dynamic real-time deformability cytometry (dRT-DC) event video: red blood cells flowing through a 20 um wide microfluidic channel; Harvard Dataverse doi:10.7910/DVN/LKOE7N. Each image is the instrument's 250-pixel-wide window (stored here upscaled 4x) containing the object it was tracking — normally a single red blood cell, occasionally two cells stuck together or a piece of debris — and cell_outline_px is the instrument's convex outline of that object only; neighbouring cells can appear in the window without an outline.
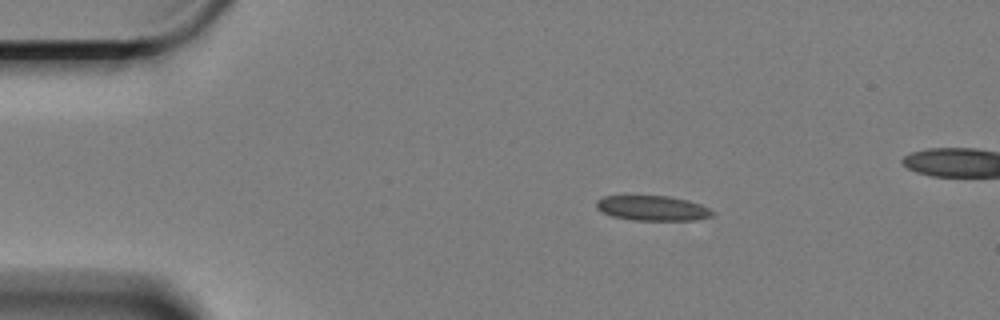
{"species": "Egyptian fruit bat (a non-hibernating species)", "species_latin": "Rousettus aegyptiacus", "temperature_condition": "cold", "stored_images_in_passage": 52, "segment_of_instrument_passage": [1, 2], "camera_frame_rate_fps": 3000, "um_per_image_px": 0.085, "animal": {"sex": "female"}, "frame": {"image": 1, "passage_image": 1, "time_ms": 0.0, "image_size_px": [1000, 320], "cell_outline_px": [[716, 212], [712, 216], [692, 220], [632, 220], [612, 216], [600, 212], [596, 208], [596, 200], [604, 196], [668, 196], [688, 200], [700, 204]], "centroid_in_image_um": [55.44, 17.69], "position_along_channel_um": 29.6, "area_um2": 16.94}}
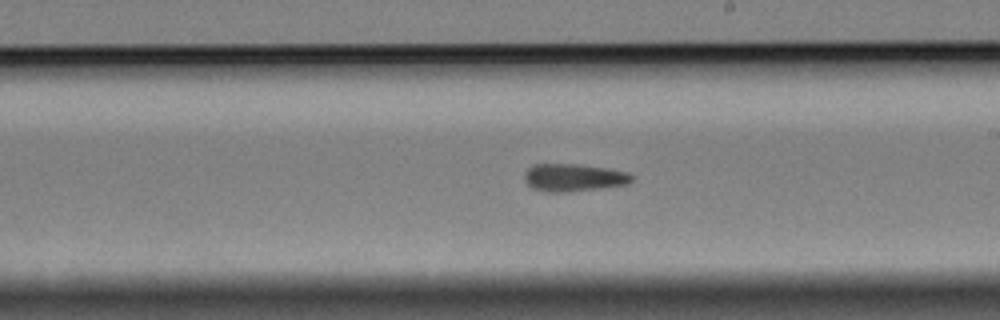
{"frame": {"image": 2, "passage_image": 25, "time_ms": 8.0, "image_size_px": [1000, 320], "cell_outline_px": [[632, 180], [628, 184], [600, 188], [564, 192], [544, 192], [532, 188], [524, 180], [524, 172], [532, 164], [576, 164], [604, 168], [628, 172], [632, 176]], "centroid_in_image_um": [48.71, 15.09], "position_along_channel_um": 240.3, "area_um2": 17.22}}
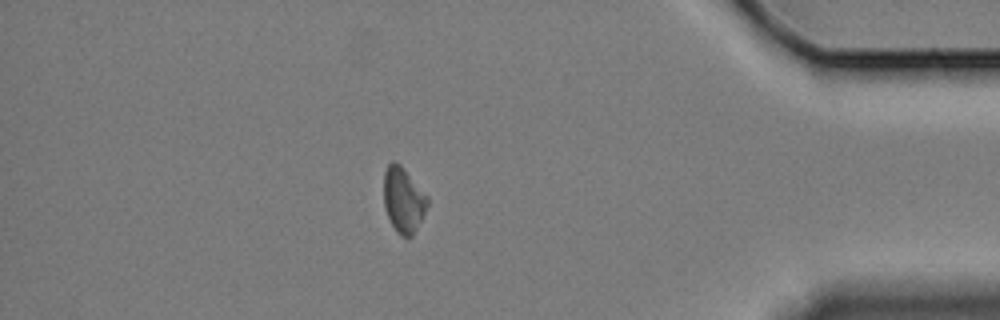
{"frame": {"image": 3, "passage_image": 43, "time_ms": 14.0, "image_size_px": [1000, 320], "cell_outline_px": [[428, 204], [412, 236], [408, 240], [400, 236], [396, 232], [384, 208], [384, 172], [388, 164], [392, 160], [400, 164], [428, 196]], "centroid_in_image_um": [34.27, 17.0], "position_along_channel_um": 400.9, "area_um2": 16.59}}